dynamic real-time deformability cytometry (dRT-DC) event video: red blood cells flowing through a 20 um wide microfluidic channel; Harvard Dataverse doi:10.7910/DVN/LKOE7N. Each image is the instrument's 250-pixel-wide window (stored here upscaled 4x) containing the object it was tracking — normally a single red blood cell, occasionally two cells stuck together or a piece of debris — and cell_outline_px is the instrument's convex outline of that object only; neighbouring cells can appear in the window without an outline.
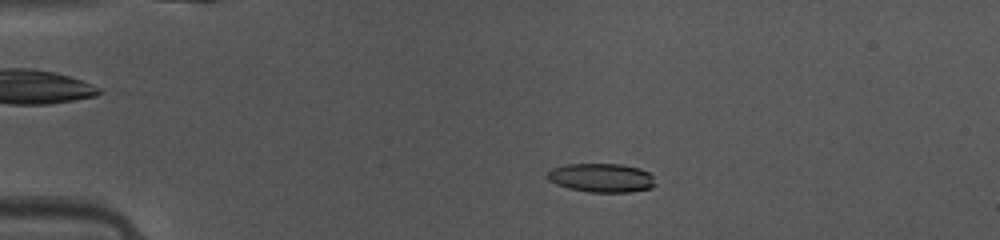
{"species": "common noctule bat (a hibernating species)", "species_latin": "Nyctalus noctula", "temperature_condition": "warm", "stored_images_in_passage": 48, "camera_frame_rate_fps": 3000, "um_per_image_px": 0.085, "animal": {"sex": "female", "body_mass_g": 10.0, "forearm_length_mm": 53.1}, "frame": {"image": 1, "passage_image": 10, "time_ms": 3.0, "image_size_px": [1000, 240], "cell_outline_px": [[656, 184], [652, 188], [632, 192], [588, 192], [568, 188], [556, 184], [548, 180], [548, 172], [552, 168], [568, 164], [620, 164], [640, 168], [648, 172], [652, 176]], "centroid_in_image_um": [51.14, 15.12], "position_along_channel_um": 33.9, "area_um2": 18.21}}
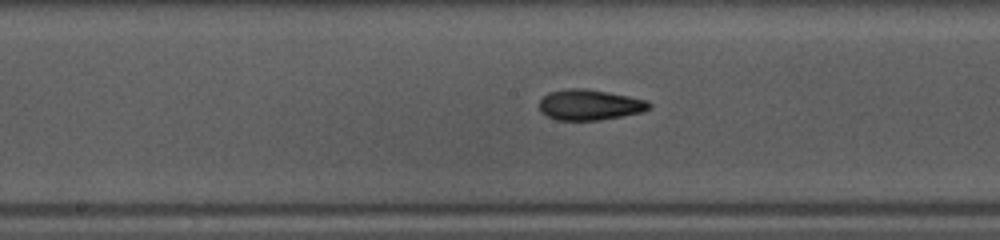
{"frame": {"image": 2, "passage_image": 25, "time_ms": 8.0, "image_size_px": [1000, 240], "cell_outline_px": [[652, 104], [644, 112], [624, 116], [600, 120], [556, 120], [540, 112], [540, 100], [548, 92], [568, 88], [588, 88], [648, 100]], "centroid_in_image_um": [50.13, 8.91], "position_along_channel_um": 198.1, "area_um2": 19.77}}
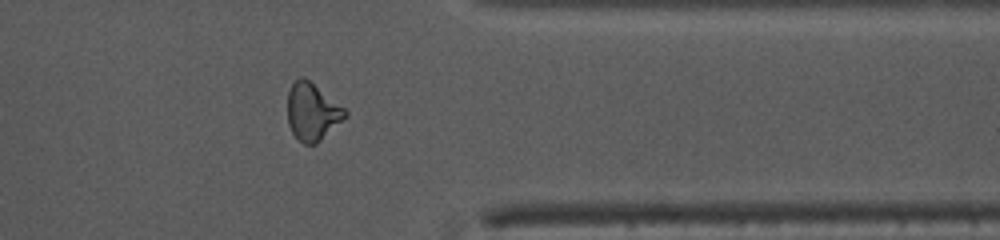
{"frame": {"image": 3, "passage_image": 39, "time_ms": 12.667, "image_size_px": [1000, 240], "cell_outline_px": [[348, 116], [316, 144], [304, 144], [292, 132], [288, 124], [288, 92], [292, 84], [300, 76], [304, 76], [344, 108], [348, 112]], "centroid_in_image_um": [26.54, 9.5], "position_along_channel_um": 384.9, "area_um2": 19.07}, "authors_computed_cell_mechanics": {"area_um2": 18.8139, "velocity_mm_per_s": 4.1527, "shape_relaxation_time_tau1_ms": 4.0051, "shape_relaxation_time_tau2_ms": 2.1802, "deformation_change_tau1": 0.1665, "deformation_change_tau2": 0.1005}}